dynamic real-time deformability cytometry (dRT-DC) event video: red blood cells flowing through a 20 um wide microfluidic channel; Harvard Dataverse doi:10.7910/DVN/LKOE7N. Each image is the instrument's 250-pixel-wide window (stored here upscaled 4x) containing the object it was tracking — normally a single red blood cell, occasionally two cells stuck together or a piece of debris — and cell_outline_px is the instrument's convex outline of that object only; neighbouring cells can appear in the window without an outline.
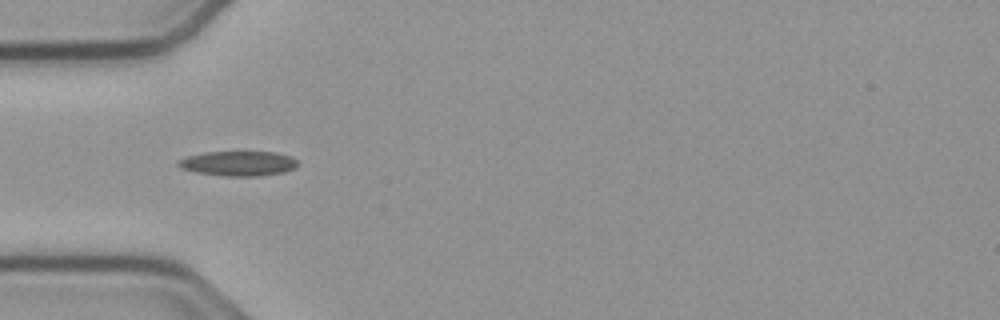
{"species": "common noctule bat (a hibernating species)", "species_latin": "Nyctalus noctula", "temperature_condition": "cold", "stored_images_in_passage": 39, "camera_frame_rate_fps": 3000, "um_per_image_px": 0.085, "animal": {"sex": "male", "body_mass_g": 23.1, "forearm_length_mm": 52.7}, "frame": {"image": 1, "passage_image": 1, "time_ms": 0.0, "image_size_px": [1000, 320], "cell_outline_px": [[296, 168], [284, 172], [260, 176], [220, 176], [196, 172], [180, 168], [176, 164], [176, 160], [188, 156], [208, 152], [276, 152], [288, 156], [296, 160]], "centroid_in_image_um": [20.22, 13.9], "position_along_channel_um": 64.8, "area_um2": 17.28}}
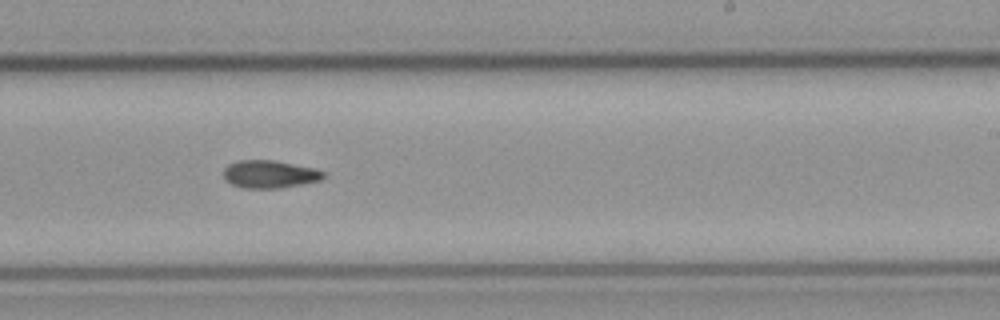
{"frame": {"image": 2, "passage_image": 17, "time_ms": 5.333, "image_size_px": [1000, 320], "cell_outline_px": [[324, 176], [320, 180], [304, 184], [280, 188], [244, 188], [232, 184], [224, 176], [224, 168], [228, 164], [240, 160], [272, 160], [316, 168], [324, 172]], "centroid_in_image_um": [22.94, 14.8], "position_along_channel_um": 266.1, "area_um2": 16.07}}
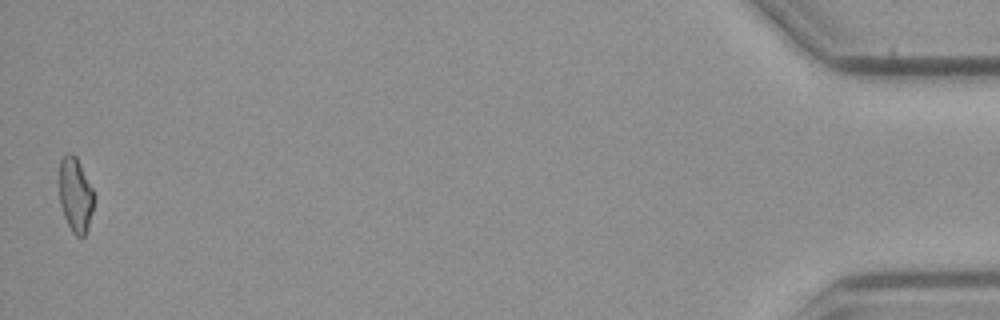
{"frame": {"image": 3, "passage_image": 38, "time_ms": 12.333, "image_size_px": [1000, 320], "cell_outline_px": [[96, 196], [92, 212], [84, 236], [76, 236], [72, 232], [64, 216], [60, 204], [60, 160], [68, 152], [72, 152], [76, 156]], "centroid_in_image_um": [6.42, 16.55], "position_along_channel_um": 428.8, "area_um2": 14.97}}